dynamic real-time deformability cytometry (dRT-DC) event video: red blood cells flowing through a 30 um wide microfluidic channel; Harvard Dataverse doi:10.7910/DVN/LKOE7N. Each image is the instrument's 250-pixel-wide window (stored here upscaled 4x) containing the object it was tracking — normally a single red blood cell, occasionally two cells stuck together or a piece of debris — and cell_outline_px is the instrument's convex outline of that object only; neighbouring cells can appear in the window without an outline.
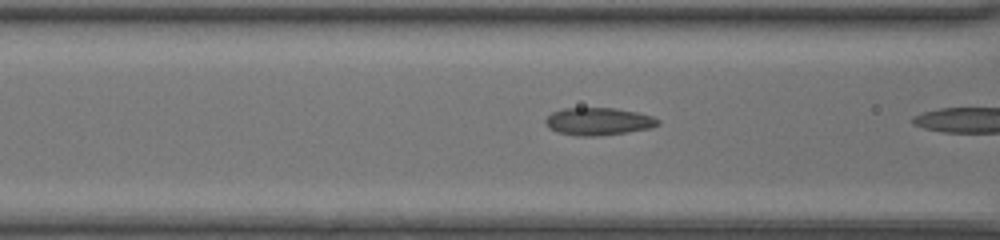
{"species": "common noctule bat (a hibernating species)", "species_latin": "Nyctalus noctula", "temperature_condition": "room temperature", "stored_images_in_passage": 10, "camera_frame_rate_fps": 3000, "um_per_image_px": 0.085, "animal": {"sex": "female", "body_mass_g": 20.0, "forearm_length_mm": 54.0}, "frame": {"image": 1, "passage_image": 9, "time_ms": 2.667, "image_size_px": [1000, 240], "cell_outline_px": [[660, 124], [652, 128], [628, 132], [600, 136], [576, 136], [556, 132], [548, 128], [544, 124], [544, 120], [552, 112], [564, 108], [616, 108], [636, 112], [652, 116], [660, 120]], "centroid_in_image_um": [50.85, 10.33], "position_along_channel_um": 115.8, "area_um2": 18.32}}